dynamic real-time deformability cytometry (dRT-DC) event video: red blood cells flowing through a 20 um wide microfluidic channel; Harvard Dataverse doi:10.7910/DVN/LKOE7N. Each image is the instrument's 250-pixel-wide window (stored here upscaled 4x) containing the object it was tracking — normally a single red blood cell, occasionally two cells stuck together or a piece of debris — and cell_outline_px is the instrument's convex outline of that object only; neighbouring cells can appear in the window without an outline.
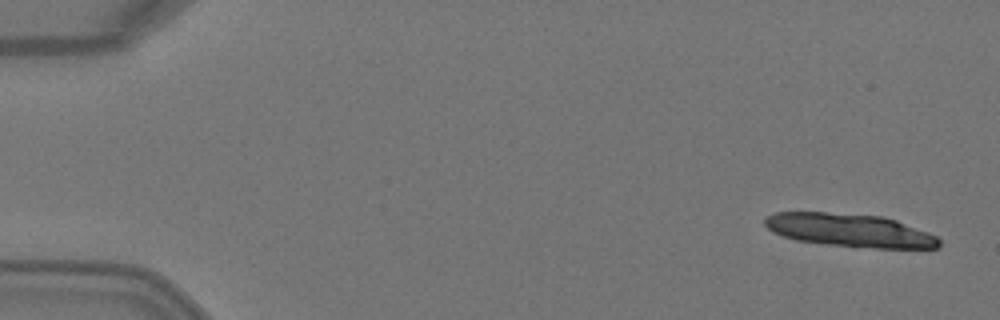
{"species": "Egyptian fruit bat (a non-hibernating species)", "species_latin": "Rousettus aegyptiacus", "temperature_condition": "warm", "stored_images_in_passage": 6, "camera_frame_rate_fps": 3000, "um_per_image_px": 0.085, "animal": {"sex": "female"}, "frame": {"image": 1, "passage_image": 1, "time_ms": 0.0, "image_size_px": [1000, 320], "cell_outline_px": [[940, 248], [876, 248], [828, 244], [796, 240], [772, 232], [764, 224], [764, 220], [768, 216], [776, 212], [828, 212], [880, 216], [896, 220], [928, 232], [936, 236], [940, 240]], "centroid_in_image_um": [72.24, 19.57], "position_along_channel_um": 12.8, "area_um2": 33.47}}
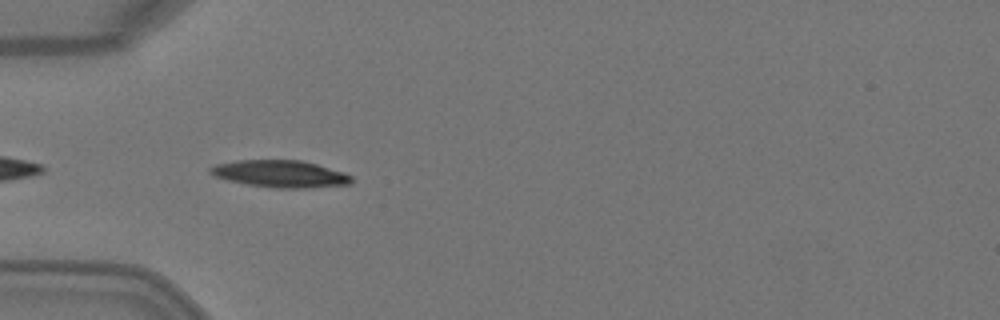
{"frame": {"image": 2, "passage_image": 5, "time_ms": 1.333, "image_size_px": [1000, 320], "cell_outline_px": [[352, 184], [308, 188], [276, 188], [248, 184], [228, 180], [216, 176], [208, 172], [208, 168], [216, 164], [240, 160], [300, 160], [316, 164], [344, 172], [352, 176]], "centroid_in_image_um": [23.85, 14.78], "position_along_channel_um": 61.2, "area_um2": 22.2}}